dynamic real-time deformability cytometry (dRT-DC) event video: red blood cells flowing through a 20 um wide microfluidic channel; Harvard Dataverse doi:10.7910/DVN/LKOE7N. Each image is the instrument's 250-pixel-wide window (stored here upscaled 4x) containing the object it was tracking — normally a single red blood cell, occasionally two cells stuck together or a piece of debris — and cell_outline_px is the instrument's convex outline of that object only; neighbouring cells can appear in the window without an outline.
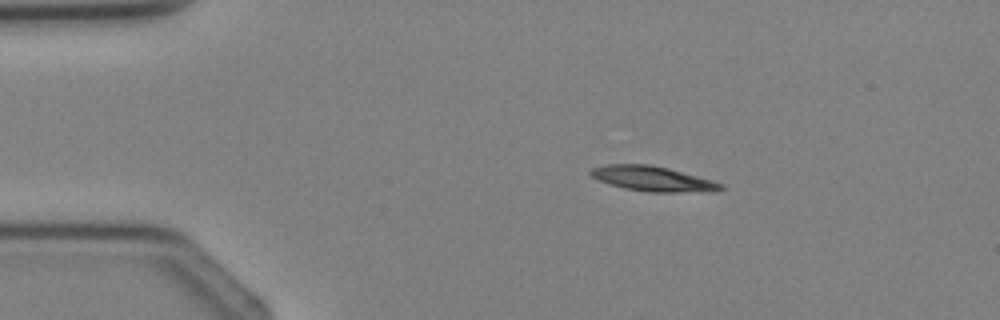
{"species": "Egyptian fruit bat (a non-hibernating species)", "species_latin": "Rousettus aegyptiacus", "temperature_condition": "cold", "stored_images_in_passage": 2, "camera_frame_rate_fps": 3000, "um_per_image_px": 0.085, "animal": {"sex": "female"}, "frame": {"image": 1, "passage_image": 1, "time_ms": 0.0, "image_size_px": [1000, 320], "cell_outline_px": [[724, 188], [676, 192], [652, 192], [624, 188], [600, 180], [592, 176], [588, 172], [592, 168], [604, 164], [648, 164], [668, 168], [712, 180], [724, 184]], "centroid_in_image_um": [55.39, 15.16], "position_along_channel_um": 29.6, "area_um2": 18.32}}